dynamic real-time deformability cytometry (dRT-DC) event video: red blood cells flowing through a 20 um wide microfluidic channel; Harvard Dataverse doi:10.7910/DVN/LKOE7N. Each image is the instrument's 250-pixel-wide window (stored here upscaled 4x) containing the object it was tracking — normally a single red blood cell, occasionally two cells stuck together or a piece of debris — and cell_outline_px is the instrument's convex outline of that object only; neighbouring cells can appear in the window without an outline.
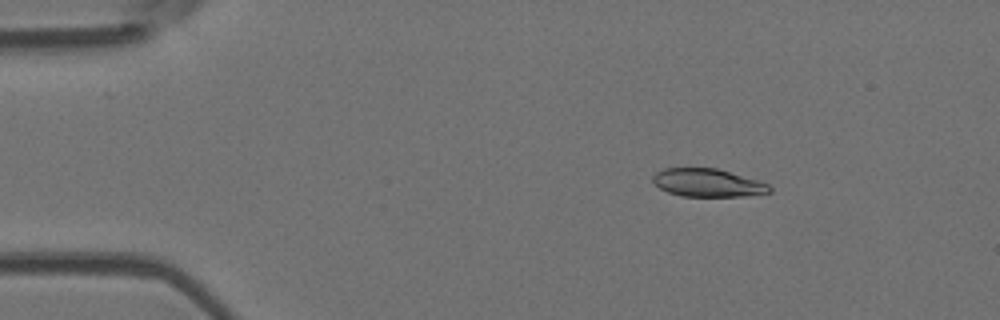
{"species": "Egyptian fruit bat (a non-hibernating species)", "species_latin": "Rousettus aegyptiacus", "temperature_condition": "room temperature", "stored_images_in_passage": 4, "camera_frame_rate_fps": 3000, "um_per_image_px": 0.085, "animal": {"sex": "female"}, "frame": {"image": 1, "passage_image": 2, "time_ms": 1.333, "image_size_px": [1000, 320], "cell_outline_px": [[772, 192], [744, 196], [680, 196], [668, 192], [660, 188], [652, 180], [652, 176], [656, 172], [664, 168], [716, 168], [756, 180], [768, 184], [772, 188]], "centroid_in_image_um": [60.13, 15.54], "position_along_channel_um": 24.9, "area_um2": 18.9}}